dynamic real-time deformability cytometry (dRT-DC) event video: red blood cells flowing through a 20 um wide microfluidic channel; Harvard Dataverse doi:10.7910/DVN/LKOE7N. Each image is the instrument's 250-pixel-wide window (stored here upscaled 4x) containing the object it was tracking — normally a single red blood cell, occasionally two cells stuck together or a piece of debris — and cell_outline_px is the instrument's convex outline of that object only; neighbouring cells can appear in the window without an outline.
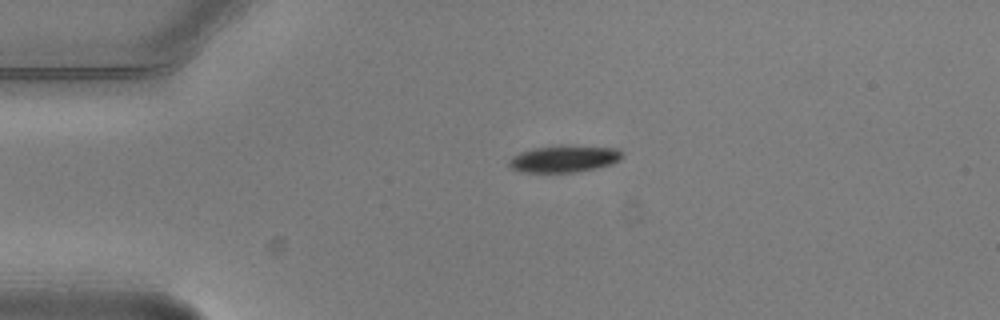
{"species": "common noctule bat (a hibernating species)", "species_latin": "Nyctalus noctula", "temperature_condition": "warm", "stored_images_in_passage": 2, "camera_frame_rate_fps": 3000, "um_per_image_px": 0.085, "animal": {"sex": "male", "body_mass_g": 20.5, "forearm_length_mm": 52.5}, "frame": {"image": 1, "passage_image": 1, "time_ms": 0.0, "image_size_px": [1000, 320], "cell_outline_px": [[624, 156], [620, 160], [612, 164], [572, 172], [524, 172], [512, 168], [508, 164], [508, 160], [512, 156], [520, 152], [532, 148], [560, 144], [564, 144], [616, 148], [624, 152]], "centroid_in_image_um": [47.96, 13.46], "position_along_channel_um": 37.0, "area_um2": 17.98}}